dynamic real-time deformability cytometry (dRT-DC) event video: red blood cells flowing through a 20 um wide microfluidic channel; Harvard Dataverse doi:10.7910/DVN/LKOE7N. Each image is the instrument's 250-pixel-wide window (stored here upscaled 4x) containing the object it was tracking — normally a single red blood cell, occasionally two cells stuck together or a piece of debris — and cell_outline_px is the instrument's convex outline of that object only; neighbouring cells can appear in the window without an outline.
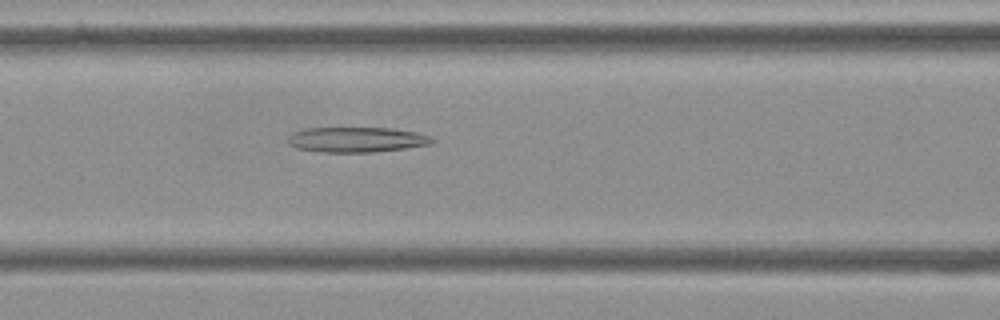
{"species": "Egyptian fruit bat (a non-hibernating species)", "species_latin": "Rousettus aegyptiacus", "temperature_condition": "cold", "stored_images_in_passage": 55, "camera_frame_rate_fps": 3000, "um_per_image_px": 0.085, "frame": {"image": 1, "passage_image": 23, "time_ms": 7.333, "image_size_px": [1000, 320], "cell_outline_px": [[436, 140], [432, 144], [404, 148], [372, 152], [320, 152], [296, 148], [288, 144], [288, 136], [296, 132], [308, 128], [392, 128], [416, 132], [432, 136]], "centroid_in_image_um": [30.34, 11.87], "position_along_channel_um": 136.3, "area_um2": 21.15}}
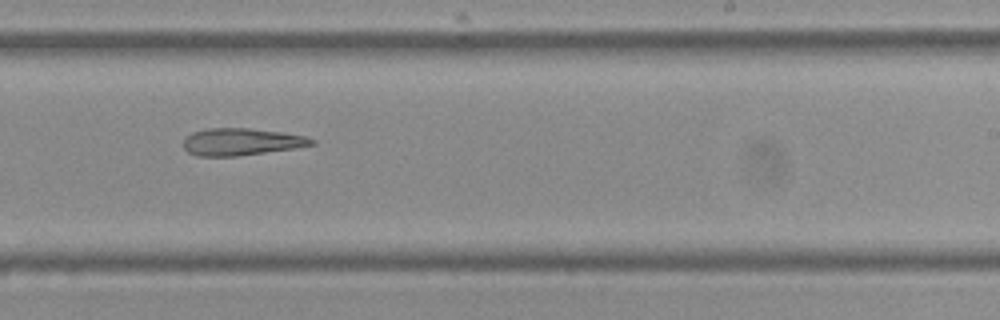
{"frame": {"image": 2, "passage_image": 34, "time_ms": 11.0, "image_size_px": [1000, 320], "cell_outline_px": [[316, 144], [292, 148], [240, 156], [196, 156], [188, 152], [184, 148], [184, 140], [192, 132], [208, 128], [248, 128], [284, 132], [304, 136], [316, 140]], "centroid_in_image_um": [20.51, 12.05], "position_along_channel_um": 268.5, "area_um2": 20.23}}
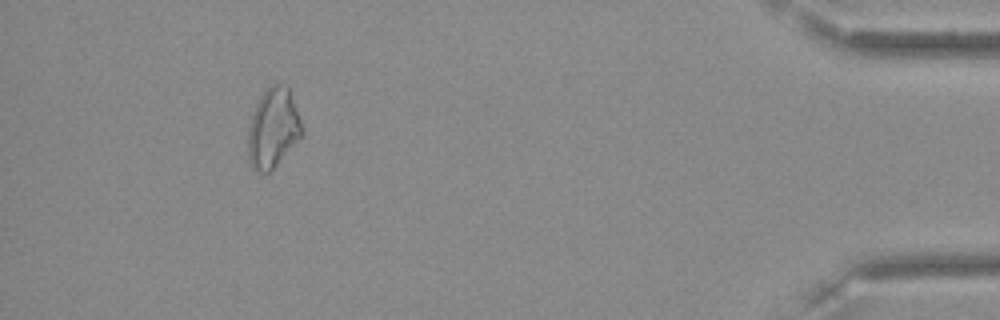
{"frame": {"image": 3, "passage_image": 51, "time_ms": 16.667, "image_size_px": [1000, 320], "cell_outline_px": [[304, 132], [276, 164], [268, 172], [260, 172], [252, 168], [248, 164], [248, 128], [252, 112], [260, 96], [272, 84], [288, 84], [304, 128]], "centroid_in_image_um": [23.2, 10.85], "position_along_channel_um": 412.0, "area_um2": 24.97}}